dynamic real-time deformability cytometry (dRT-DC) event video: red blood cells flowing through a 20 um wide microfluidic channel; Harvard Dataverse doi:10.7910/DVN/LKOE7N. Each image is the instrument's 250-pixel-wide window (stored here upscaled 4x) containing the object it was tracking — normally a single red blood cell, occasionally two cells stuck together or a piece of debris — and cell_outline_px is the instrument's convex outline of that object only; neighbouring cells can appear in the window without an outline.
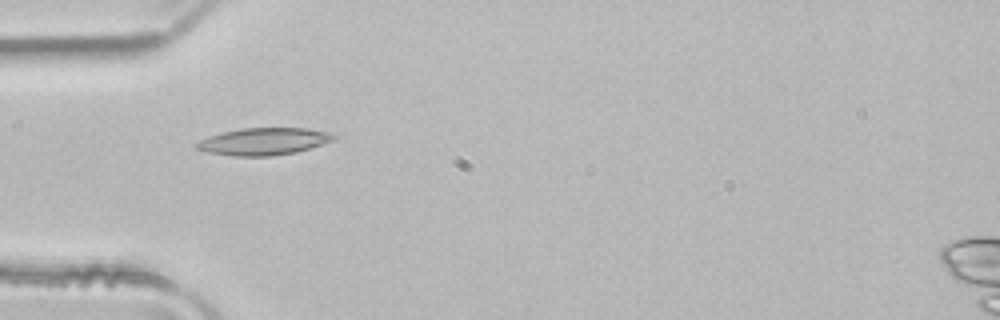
{"species": "common noctule bat (a hibernating species)", "species_latin": "Nyctalus noctula", "temperature_condition": "room temperature", "stored_images_in_passage": 50, "camera_frame_rate_fps": 3000, "um_per_image_px": 0.085, "animal": {"sex": "male", "body_mass_g": 21.5, "forearm_length_mm": 52.0}, "frame": {"image": 1, "passage_image": 15, "time_ms": 4.667, "image_size_px": [1000, 320], "cell_outline_px": [[336, 136], [332, 140], [296, 152], [272, 156], [232, 156], [208, 152], [196, 148], [196, 144], [200, 140], [208, 136], [224, 132], [244, 128], [308, 128], [332, 132]], "centroid_in_image_um": [22.42, 12.02], "position_along_channel_um": 62.6, "area_um2": 21.5}}
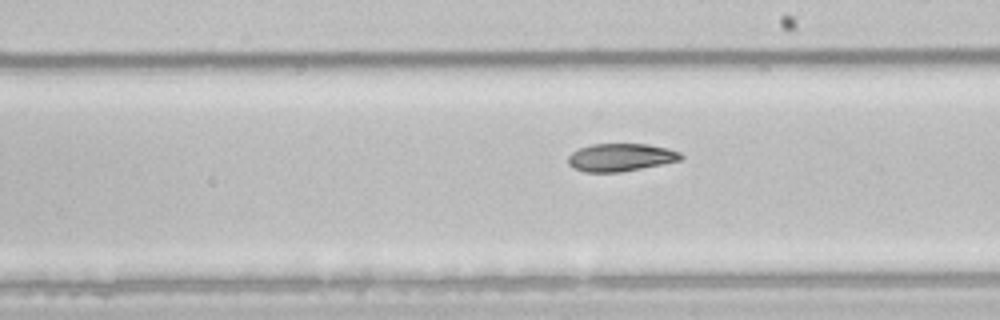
{"frame": {"image": 2, "passage_image": 28, "time_ms": 9.0, "image_size_px": [1000, 320], "cell_outline_px": [[684, 156], [680, 160], [620, 172], [584, 172], [572, 168], [568, 164], [568, 156], [572, 152], [580, 148], [592, 144], [648, 144], [668, 148], [680, 152]], "centroid_in_image_um": [52.73, 13.37], "position_along_channel_um": 236.3, "area_um2": 18.21}}
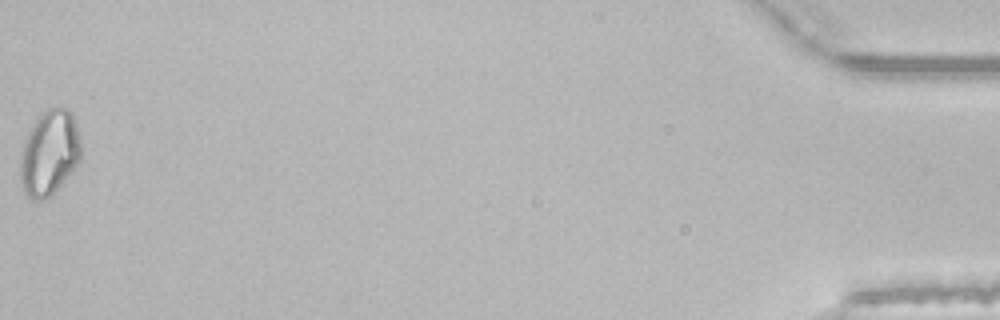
{"frame": {"image": 3, "passage_image": 50, "time_ms": 16.333, "image_size_px": [1000, 320], "cell_outline_px": [[80, 160], [72, 172], [48, 196], [40, 200], [32, 200], [28, 196], [20, 180], [20, 156], [28, 128], [36, 116], [40, 112], [48, 108], [68, 108], [72, 112], [76, 120], [80, 136]], "centroid_in_image_um": [4.19, 12.92], "position_along_channel_um": 431.0, "area_um2": 30.35}, "authors_computed_cell_mechanics": {"area_um2": 20.6635, "velocity_mm_per_s": 4.0398, "shape_relaxation_time_tau1_ms": 11.2174, "shape_relaxation_time_tau2_ms": null, "deformation_change_tau1": 0.2211, "deformation_change_tau2": null}}